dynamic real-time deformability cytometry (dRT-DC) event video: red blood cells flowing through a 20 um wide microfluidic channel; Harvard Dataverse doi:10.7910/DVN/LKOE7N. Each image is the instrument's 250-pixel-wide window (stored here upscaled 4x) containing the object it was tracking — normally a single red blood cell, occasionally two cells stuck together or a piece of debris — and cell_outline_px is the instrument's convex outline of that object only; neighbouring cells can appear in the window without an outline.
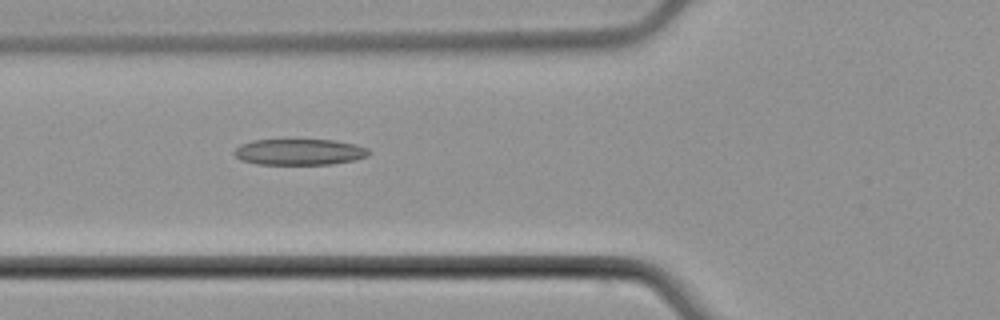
{"species": "common noctule bat (a hibernating species)", "species_latin": "Nyctalus noctula", "temperature_condition": "cold", "stored_images_in_passage": 7, "camera_frame_rate_fps": 3000, "um_per_image_px": 0.085, "animal": {"sex": "male", "body_mass_g": 21.5, "forearm_length_mm": 52.0}, "frame": {"image": 1, "passage_image": 6, "time_ms": 6.0, "image_size_px": [1000, 320], "cell_outline_px": [[368, 156], [356, 160], [332, 164], [256, 164], [240, 160], [232, 152], [240, 144], [252, 140], [332, 140], [356, 144], [368, 148]], "centroid_in_image_um": [25.43, 12.92], "position_along_channel_um": 100.4, "area_um2": 20.52}}
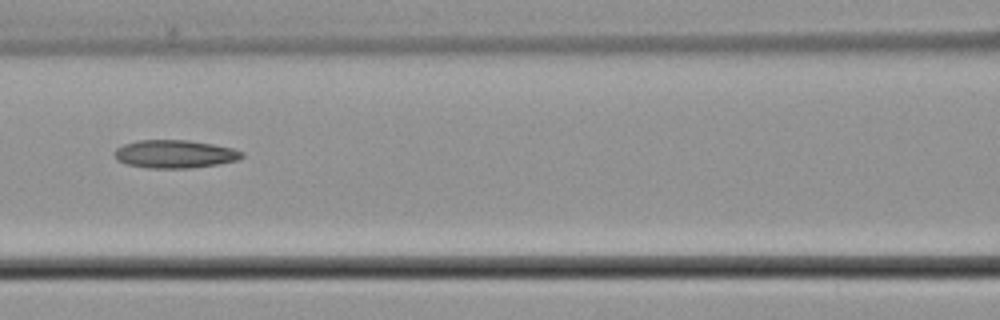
{"frame": {"image": 2, "passage_image": 7, "time_ms": 7.333, "image_size_px": [1000, 320], "cell_outline_px": [[244, 156], [240, 160], [220, 164], [188, 168], [148, 168], [128, 164], [116, 160], [112, 152], [116, 148], [124, 144], [140, 140], [188, 140], [212, 144], [232, 148], [244, 152]], "centroid_in_image_um": [14.87, 13.09], "position_along_channel_um": 151.7, "area_um2": 20.98}}